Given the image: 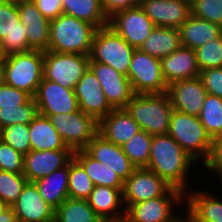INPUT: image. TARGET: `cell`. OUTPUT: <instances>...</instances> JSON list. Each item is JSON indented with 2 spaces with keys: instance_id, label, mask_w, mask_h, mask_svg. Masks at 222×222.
Listing matches in <instances>:
<instances>
[{
  "instance_id": "obj_39",
  "label": "cell",
  "mask_w": 222,
  "mask_h": 222,
  "mask_svg": "<svg viewBox=\"0 0 222 222\" xmlns=\"http://www.w3.org/2000/svg\"><path fill=\"white\" fill-rule=\"evenodd\" d=\"M29 125L13 124L0 129V140L23 155L31 151Z\"/></svg>"
},
{
  "instance_id": "obj_38",
  "label": "cell",
  "mask_w": 222,
  "mask_h": 222,
  "mask_svg": "<svg viewBox=\"0 0 222 222\" xmlns=\"http://www.w3.org/2000/svg\"><path fill=\"white\" fill-rule=\"evenodd\" d=\"M27 182L23 174L0 170V199L11 206L18 200Z\"/></svg>"
},
{
  "instance_id": "obj_14",
  "label": "cell",
  "mask_w": 222,
  "mask_h": 222,
  "mask_svg": "<svg viewBox=\"0 0 222 222\" xmlns=\"http://www.w3.org/2000/svg\"><path fill=\"white\" fill-rule=\"evenodd\" d=\"M34 99L39 113L44 116L75 113L80 110L74 89L44 78L38 86Z\"/></svg>"
},
{
  "instance_id": "obj_32",
  "label": "cell",
  "mask_w": 222,
  "mask_h": 222,
  "mask_svg": "<svg viewBox=\"0 0 222 222\" xmlns=\"http://www.w3.org/2000/svg\"><path fill=\"white\" fill-rule=\"evenodd\" d=\"M73 158L84 168L95 186L123 188L124 182L108 166L96 161L85 150L74 151Z\"/></svg>"
},
{
  "instance_id": "obj_36",
  "label": "cell",
  "mask_w": 222,
  "mask_h": 222,
  "mask_svg": "<svg viewBox=\"0 0 222 222\" xmlns=\"http://www.w3.org/2000/svg\"><path fill=\"white\" fill-rule=\"evenodd\" d=\"M94 186L84 168L73 158L69 162L68 197L87 200Z\"/></svg>"
},
{
  "instance_id": "obj_46",
  "label": "cell",
  "mask_w": 222,
  "mask_h": 222,
  "mask_svg": "<svg viewBox=\"0 0 222 222\" xmlns=\"http://www.w3.org/2000/svg\"><path fill=\"white\" fill-rule=\"evenodd\" d=\"M209 172L218 173L222 182V133L213 140L212 157L209 165L206 167Z\"/></svg>"
},
{
  "instance_id": "obj_35",
  "label": "cell",
  "mask_w": 222,
  "mask_h": 222,
  "mask_svg": "<svg viewBox=\"0 0 222 222\" xmlns=\"http://www.w3.org/2000/svg\"><path fill=\"white\" fill-rule=\"evenodd\" d=\"M153 136L140 130L130 138L122 150L136 168L146 167L149 162L151 141Z\"/></svg>"
},
{
  "instance_id": "obj_24",
  "label": "cell",
  "mask_w": 222,
  "mask_h": 222,
  "mask_svg": "<svg viewBox=\"0 0 222 222\" xmlns=\"http://www.w3.org/2000/svg\"><path fill=\"white\" fill-rule=\"evenodd\" d=\"M162 76L170 85L174 82L199 76L195 50L181 46L161 59Z\"/></svg>"
},
{
  "instance_id": "obj_31",
  "label": "cell",
  "mask_w": 222,
  "mask_h": 222,
  "mask_svg": "<svg viewBox=\"0 0 222 222\" xmlns=\"http://www.w3.org/2000/svg\"><path fill=\"white\" fill-rule=\"evenodd\" d=\"M62 8L63 14L86 21L97 29L109 24L101 0H62Z\"/></svg>"
},
{
  "instance_id": "obj_49",
  "label": "cell",
  "mask_w": 222,
  "mask_h": 222,
  "mask_svg": "<svg viewBox=\"0 0 222 222\" xmlns=\"http://www.w3.org/2000/svg\"><path fill=\"white\" fill-rule=\"evenodd\" d=\"M185 216L182 218L181 216L178 217L174 222H195L187 213L185 214Z\"/></svg>"
},
{
  "instance_id": "obj_7",
  "label": "cell",
  "mask_w": 222,
  "mask_h": 222,
  "mask_svg": "<svg viewBox=\"0 0 222 222\" xmlns=\"http://www.w3.org/2000/svg\"><path fill=\"white\" fill-rule=\"evenodd\" d=\"M89 55L44 51L43 78L74 89L88 70Z\"/></svg>"
},
{
  "instance_id": "obj_28",
  "label": "cell",
  "mask_w": 222,
  "mask_h": 222,
  "mask_svg": "<svg viewBox=\"0 0 222 222\" xmlns=\"http://www.w3.org/2000/svg\"><path fill=\"white\" fill-rule=\"evenodd\" d=\"M29 135L31 150L71 149L65 144L49 117L40 113L29 124Z\"/></svg>"
},
{
  "instance_id": "obj_50",
  "label": "cell",
  "mask_w": 222,
  "mask_h": 222,
  "mask_svg": "<svg viewBox=\"0 0 222 222\" xmlns=\"http://www.w3.org/2000/svg\"><path fill=\"white\" fill-rule=\"evenodd\" d=\"M5 83L3 61H0V86Z\"/></svg>"
},
{
  "instance_id": "obj_41",
  "label": "cell",
  "mask_w": 222,
  "mask_h": 222,
  "mask_svg": "<svg viewBox=\"0 0 222 222\" xmlns=\"http://www.w3.org/2000/svg\"><path fill=\"white\" fill-rule=\"evenodd\" d=\"M191 15L222 27V0H190Z\"/></svg>"
},
{
  "instance_id": "obj_44",
  "label": "cell",
  "mask_w": 222,
  "mask_h": 222,
  "mask_svg": "<svg viewBox=\"0 0 222 222\" xmlns=\"http://www.w3.org/2000/svg\"><path fill=\"white\" fill-rule=\"evenodd\" d=\"M199 78L207 94L222 98V67L202 70Z\"/></svg>"
},
{
  "instance_id": "obj_52",
  "label": "cell",
  "mask_w": 222,
  "mask_h": 222,
  "mask_svg": "<svg viewBox=\"0 0 222 222\" xmlns=\"http://www.w3.org/2000/svg\"><path fill=\"white\" fill-rule=\"evenodd\" d=\"M4 59H5V55L3 53L2 46H1V43H0V61H3Z\"/></svg>"
},
{
  "instance_id": "obj_30",
  "label": "cell",
  "mask_w": 222,
  "mask_h": 222,
  "mask_svg": "<svg viewBox=\"0 0 222 222\" xmlns=\"http://www.w3.org/2000/svg\"><path fill=\"white\" fill-rule=\"evenodd\" d=\"M181 46L179 29L155 27L139 49L161 60Z\"/></svg>"
},
{
  "instance_id": "obj_6",
  "label": "cell",
  "mask_w": 222,
  "mask_h": 222,
  "mask_svg": "<svg viewBox=\"0 0 222 222\" xmlns=\"http://www.w3.org/2000/svg\"><path fill=\"white\" fill-rule=\"evenodd\" d=\"M134 50L135 48L110 26H106L98 28L95 32L90 59L93 62L107 64L117 72L128 76Z\"/></svg>"
},
{
  "instance_id": "obj_26",
  "label": "cell",
  "mask_w": 222,
  "mask_h": 222,
  "mask_svg": "<svg viewBox=\"0 0 222 222\" xmlns=\"http://www.w3.org/2000/svg\"><path fill=\"white\" fill-rule=\"evenodd\" d=\"M193 191L185 194V213L195 222H222V199L209 190Z\"/></svg>"
},
{
  "instance_id": "obj_3",
  "label": "cell",
  "mask_w": 222,
  "mask_h": 222,
  "mask_svg": "<svg viewBox=\"0 0 222 222\" xmlns=\"http://www.w3.org/2000/svg\"><path fill=\"white\" fill-rule=\"evenodd\" d=\"M167 134L197 163L202 161L204 167L209 165L212 157L213 140L206 132L198 116L173 110Z\"/></svg>"
},
{
  "instance_id": "obj_21",
  "label": "cell",
  "mask_w": 222,
  "mask_h": 222,
  "mask_svg": "<svg viewBox=\"0 0 222 222\" xmlns=\"http://www.w3.org/2000/svg\"><path fill=\"white\" fill-rule=\"evenodd\" d=\"M96 161L111 168L124 182L136 169L134 164L124 154L122 147L106 140L99 133L84 149Z\"/></svg>"
},
{
  "instance_id": "obj_48",
  "label": "cell",
  "mask_w": 222,
  "mask_h": 222,
  "mask_svg": "<svg viewBox=\"0 0 222 222\" xmlns=\"http://www.w3.org/2000/svg\"><path fill=\"white\" fill-rule=\"evenodd\" d=\"M0 222H18L11 206L0 215Z\"/></svg>"
},
{
  "instance_id": "obj_22",
  "label": "cell",
  "mask_w": 222,
  "mask_h": 222,
  "mask_svg": "<svg viewBox=\"0 0 222 222\" xmlns=\"http://www.w3.org/2000/svg\"><path fill=\"white\" fill-rule=\"evenodd\" d=\"M17 10L25 26L28 45L33 50L47 51L50 21L41 14L32 0H17Z\"/></svg>"
},
{
  "instance_id": "obj_12",
  "label": "cell",
  "mask_w": 222,
  "mask_h": 222,
  "mask_svg": "<svg viewBox=\"0 0 222 222\" xmlns=\"http://www.w3.org/2000/svg\"><path fill=\"white\" fill-rule=\"evenodd\" d=\"M129 45L139 49L155 28L154 23L138 5L115 12L109 17V24Z\"/></svg>"
},
{
  "instance_id": "obj_2",
  "label": "cell",
  "mask_w": 222,
  "mask_h": 222,
  "mask_svg": "<svg viewBox=\"0 0 222 222\" xmlns=\"http://www.w3.org/2000/svg\"><path fill=\"white\" fill-rule=\"evenodd\" d=\"M96 31L94 25L62 13L50 21L48 50L90 56Z\"/></svg>"
},
{
  "instance_id": "obj_51",
  "label": "cell",
  "mask_w": 222,
  "mask_h": 222,
  "mask_svg": "<svg viewBox=\"0 0 222 222\" xmlns=\"http://www.w3.org/2000/svg\"><path fill=\"white\" fill-rule=\"evenodd\" d=\"M9 207H10V206H9L7 203L3 202V201L0 199V215H1L4 211H6Z\"/></svg>"
},
{
  "instance_id": "obj_27",
  "label": "cell",
  "mask_w": 222,
  "mask_h": 222,
  "mask_svg": "<svg viewBox=\"0 0 222 222\" xmlns=\"http://www.w3.org/2000/svg\"><path fill=\"white\" fill-rule=\"evenodd\" d=\"M181 45L193 50L222 34V27L207 20L190 16L179 28Z\"/></svg>"
},
{
  "instance_id": "obj_42",
  "label": "cell",
  "mask_w": 222,
  "mask_h": 222,
  "mask_svg": "<svg viewBox=\"0 0 222 222\" xmlns=\"http://www.w3.org/2000/svg\"><path fill=\"white\" fill-rule=\"evenodd\" d=\"M24 155L0 140V170L23 174Z\"/></svg>"
},
{
  "instance_id": "obj_17",
  "label": "cell",
  "mask_w": 222,
  "mask_h": 222,
  "mask_svg": "<svg viewBox=\"0 0 222 222\" xmlns=\"http://www.w3.org/2000/svg\"><path fill=\"white\" fill-rule=\"evenodd\" d=\"M74 91L79 109L98 122L114 109L107 101L101 84L90 68L76 84Z\"/></svg>"
},
{
  "instance_id": "obj_20",
  "label": "cell",
  "mask_w": 222,
  "mask_h": 222,
  "mask_svg": "<svg viewBox=\"0 0 222 222\" xmlns=\"http://www.w3.org/2000/svg\"><path fill=\"white\" fill-rule=\"evenodd\" d=\"M18 222H54L55 210L40 196L34 182H27L11 205Z\"/></svg>"
},
{
  "instance_id": "obj_45",
  "label": "cell",
  "mask_w": 222,
  "mask_h": 222,
  "mask_svg": "<svg viewBox=\"0 0 222 222\" xmlns=\"http://www.w3.org/2000/svg\"><path fill=\"white\" fill-rule=\"evenodd\" d=\"M41 14L49 21L63 13L62 0H32Z\"/></svg>"
},
{
  "instance_id": "obj_18",
  "label": "cell",
  "mask_w": 222,
  "mask_h": 222,
  "mask_svg": "<svg viewBox=\"0 0 222 222\" xmlns=\"http://www.w3.org/2000/svg\"><path fill=\"white\" fill-rule=\"evenodd\" d=\"M72 149L31 150L24 155L23 175L28 182H35L69 164L73 159Z\"/></svg>"
},
{
  "instance_id": "obj_37",
  "label": "cell",
  "mask_w": 222,
  "mask_h": 222,
  "mask_svg": "<svg viewBox=\"0 0 222 222\" xmlns=\"http://www.w3.org/2000/svg\"><path fill=\"white\" fill-rule=\"evenodd\" d=\"M38 114V106L34 97L20 105L19 109L0 108V129L13 124L29 125Z\"/></svg>"
},
{
  "instance_id": "obj_47",
  "label": "cell",
  "mask_w": 222,
  "mask_h": 222,
  "mask_svg": "<svg viewBox=\"0 0 222 222\" xmlns=\"http://www.w3.org/2000/svg\"><path fill=\"white\" fill-rule=\"evenodd\" d=\"M103 9L108 17L115 12L132 8L140 4V0H101Z\"/></svg>"
},
{
  "instance_id": "obj_1",
  "label": "cell",
  "mask_w": 222,
  "mask_h": 222,
  "mask_svg": "<svg viewBox=\"0 0 222 222\" xmlns=\"http://www.w3.org/2000/svg\"><path fill=\"white\" fill-rule=\"evenodd\" d=\"M194 163L197 162L171 136L154 135L149 162L145 168L186 194L189 188L187 187L188 172L190 173Z\"/></svg>"
},
{
  "instance_id": "obj_8",
  "label": "cell",
  "mask_w": 222,
  "mask_h": 222,
  "mask_svg": "<svg viewBox=\"0 0 222 222\" xmlns=\"http://www.w3.org/2000/svg\"><path fill=\"white\" fill-rule=\"evenodd\" d=\"M48 117L65 144L73 151L84 150L98 134L99 122L81 110Z\"/></svg>"
},
{
  "instance_id": "obj_40",
  "label": "cell",
  "mask_w": 222,
  "mask_h": 222,
  "mask_svg": "<svg viewBox=\"0 0 222 222\" xmlns=\"http://www.w3.org/2000/svg\"><path fill=\"white\" fill-rule=\"evenodd\" d=\"M195 53L200 71L222 67V34L195 49Z\"/></svg>"
},
{
  "instance_id": "obj_43",
  "label": "cell",
  "mask_w": 222,
  "mask_h": 222,
  "mask_svg": "<svg viewBox=\"0 0 222 222\" xmlns=\"http://www.w3.org/2000/svg\"><path fill=\"white\" fill-rule=\"evenodd\" d=\"M31 98L27 92L5 83L0 86V108L19 109L20 105L27 103Z\"/></svg>"
},
{
  "instance_id": "obj_5",
  "label": "cell",
  "mask_w": 222,
  "mask_h": 222,
  "mask_svg": "<svg viewBox=\"0 0 222 222\" xmlns=\"http://www.w3.org/2000/svg\"><path fill=\"white\" fill-rule=\"evenodd\" d=\"M44 51L30 50L5 56V84L35 96L43 79Z\"/></svg>"
},
{
  "instance_id": "obj_33",
  "label": "cell",
  "mask_w": 222,
  "mask_h": 222,
  "mask_svg": "<svg viewBox=\"0 0 222 222\" xmlns=\"http://www.w3.org/2000/svg\"><path fill=\"white\" fill-rule=\"evenodd\" d=\"M54 222H104L87 200L67 198L55 210Z\"/></svg>"
},
{
  "instance_id": "obj_15",
  "label": "cell",
  "mask_w": 222,
  "mask_h": 222,
  "mask_svg": "<svg viewBox=\"0 0 222 222\" xmlns=\"http://www.w3.org/2000/svg\"><path fill=\"white\" fill-rule=\"evenodd\" d=\"M89 68L93 71L107 101L114 109L125 108L135 95L129 78L111 66L93 62L90 59Z\"/></svg>"
},
{
  "instance_id": "obj_25",
  "label": "cell",
  "mask_w": 222,
  "mask_h": 222,
  "mask_svg": "<svg viewBox=\"0 0 222 222\" xmlns=\"http://www.w3.org/2000/svg\"><path fill=\"white\" fill-rule=\"evenodd\" d=\"M141 129L125 108L113 109L99 121L98 133L106 140L124 145Z\"/></svg>"
},
{
  "instance_id": "obj_29",
  "label": "cell",
  "mask_w": 222,
  "mask_h": 222,
  "mask_svg": "<svg viewBox=\"0 0 222 222\" xmlns=\"http://www.w3.org/2000/svg\"><path fill=\"white\" fill-rule=\"evenodd\" d=\"M68 178L69 164L34 182L42 199L54 210L68 198Z\"/></svg>"
},
{
  "instance_id": "obj_16",
  "label": "cell",
  "mask_w": 222,
  "mask_h": 222,
  "mask_svg": "<svg viewBox=\"0 0 222 222\" xmlns=\"http://www.w3.org/2000/svg\"><path fill=\"white\" fill-rule=\"evenodd\" d=\"M139 6L155 27L179 29L191 16L190 0H140Z\"/></svg>"
},
{
  "instance_id": "obj_13",
  "label": "cell",
  "mask_w": 222,
  "mask_h": 222,
  "mask_svg": "<svg viewBox=\"0 0 222 222\" xmlns=\"http://www.w3.org/2000/svg\"><path fill=\"white\" fill-rule=\"evenodd\" d=\"M0 43L5 56L33 50L19 18L17 1L0 0Z\"/></svg>"
},
{
  "instance_id": "obj_23",
  "label": "cell",
  "mask_w": 222,
  "mask_h": 222,
  "mask_svg": "<svg viewBox=\"0 0 222 222\" xmlns=\"http://www.w3.org/2000/svg\"><path fill=\"white\" fill-rule=\"evenodd\" d=\"M122 191L123 188L94 186L87 201L104 222H124L126 210L122 207L124 205Z\"/></svg>"
},
{
  "instance_id": "obj_10",
  "label": "cell",
  "mask_w": 222,
  "mask_h": 222,
  "mask_svg": "<svg viewBox=\"0 0 222 222\" xmlns=\"http://www.w3.org/2000/svg\"><path fill=\"white\" fill-rule=\"evenodd\" d=\"M135 94L167 93L161 60L135 49L127 76Z\"/></svg>"
},
{
  "instance_id": "obj_11",
  "label": "cell",
  "mask_w": 222,
  "mask_h": 222,
  "mask_svg": "<svg viewBox=\"0 0 222 222\" xmlns=\"http://www.w3.org/2000/svg\"><path fill=\"white\" fill-rule=\"evenodd\" d=\"M171 187L153 171L136 168L124 181L123 207L127 210L132 204L163 196Z\"/></svg>"
},
{
  "instance_id": "obj_4",
  "label": "cell",
  "mask_w": 222,
  "mask_h": 222,
  "mask_svg": "<svg viewBox=\"0 0 222 222\" xmlns=\"http://www.w3.org/2000/svg\"><path fill=\"white\" fill-rule=\"evenodd\" d=\"M125 109L140 129L150 135H166L173 111L167 93L135 94Z\"/></svg>"
},
{
  "instance_id": "obj_9",
  "label": "cell",
  "mask_w": 222,
  "mask_h": 222,
  "mask_svg": "<svg viewBox=\"0 0 222 222\" xmlns=\"http://www.w3.org/2000/svg\"><path fill=\"white\" fill-rule=\"evenodd\" d=\"M177 204H185V194L171 187L163 196L132 204L124 222H174L179 217L174 215Z\"/></svg>"
},
{
  "instance_id": "obj_19",
  "label": "cell",
  "mask_w": 222,
  "mask_h": 222,
  "mask_svg": "<svg viewBox=\"0 0 222 222\" xmlns=\"http://www.w3.org/2000/svg\"><path fill=\"white\" fill-rule=\"evenodd\" d=\"M167 94L173 110L199 116L207 95L199 76L168 85Z\"/></svg>"
},
{
  "instance_id": "obj_34",
  "label": "cell",
  "mask_w": 222,
  "mask_h": 222,
  "mask_svg": "<svg viewBox=\"0 0 222 222\" xmlns=\"http://www.w3.org/2000/svg\"><path fill=\"white\" fill-rule=\"evenodd\" d=\"M198 117L211 139H216L222 133V98L207 94Z\"/></svg>"
}]
</instances>
